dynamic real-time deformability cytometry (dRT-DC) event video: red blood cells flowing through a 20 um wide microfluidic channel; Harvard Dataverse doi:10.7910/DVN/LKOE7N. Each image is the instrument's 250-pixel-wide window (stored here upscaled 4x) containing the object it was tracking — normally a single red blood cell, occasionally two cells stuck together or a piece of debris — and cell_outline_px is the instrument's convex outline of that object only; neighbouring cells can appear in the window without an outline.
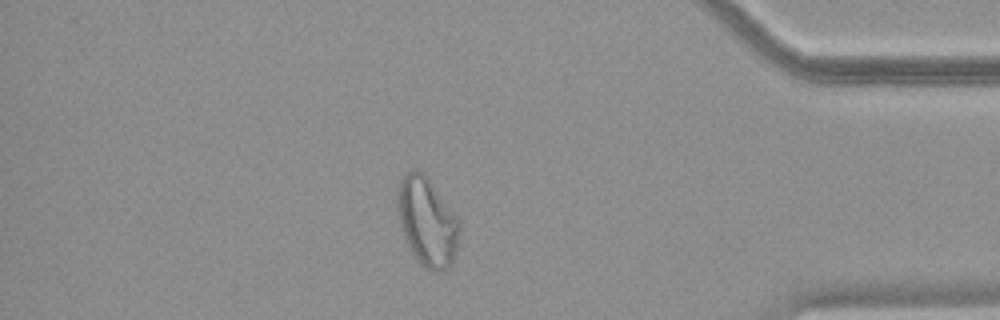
{"species": "common noctule bat (a hibernating species)", "species_latin": "Nyctalus noctula", "temperature_condition": "warm", "stored_images_in_passage": 50, "camera_frame_rate_fps": 3000, "um_per_image_px": 0.085, "animal": {"sex": "female", "body_mass_g": 18.4}, "frame": {"image": 1, "passage_image": 43, "time_ms": 14.0, "image_size_px": [1000, 320], "cell_outline_px": [[460, 232], [456, 252], [452, 264], [448, 268], [436, 272], [432, 272], [424, 268], [420, 264], [412, 252], [400, 228], [396, 208], [396, 188], [400, 180], [408, 172], [416, 168], [428, 180], [460, 220]], "centroid_in_image_um": [36.29, 18.89], "position_along_channel_um": 398.9, "area_um2": 32.08}}